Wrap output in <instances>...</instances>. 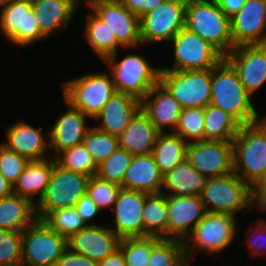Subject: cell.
<instances>
[{"mask_svg":"<svg viewBox=\"0 0 266 266\" xmlns=\"http://www.w3.org/2000/svg\"><path fill=\"white\" fill-rule=\"evenodd\" d=\"M251 97L225 59L212 69L211 105L227 112L241 125L250 124L262 118L254 108Z\"/></svg>","mask_w":266,"mask_h":266,"instance_id":"obj_1","label":"cell"},{"mask_svg":"<svg viewBox=\"0 0 266 266\" xmlns=\"http://www.w3.org/2000/svg\"><path fill=\"white\" fill-rule=\"evenodd\" d=\"M185 28L210 42L224 56L234 49L231 19L215 0H187Z\"/></svg>","mask_w":266,"mask_h":266,"instance_id":"obj_2","label":"cell"},{"mask_svg":"<svg viewBox=\"0 0 266 266\" xmlns=\"http://www.w3.org/2000/svg\"><path fill=\"white\" fill-rule=\"evenodd\" d=\"M232 143L234 173L252 187L266 172V117L241 125Z\"/></svg>","mask_w":266,"mask_h":266,"instance_id":"obj_3","label":"cell"},{"mask_svg":"<svg viewBox=\"0 0 266 266\" xmlns=\"http://www.w3.org/2000/svg\"><path fill=\"white\" fill-rule=\"evenodd\" d=\"M118 52L105 58L116 92L142 100L159 82L161 68L152 67L142 55L127 54L118 61Z\"/></svg>","mask_w":266,"mask_h":266,"instance_id":"obj_4","label":"cell"},{"mask_svg":"<svg viewBox=\"0 0 266 266\" xmlns=\"http://www.w3.org/2000/svg\"><path fill=\"white\" fill-rule=\"evenodd\" d=\"M200 198L207 212L233 216L254 206L251 186L235 173L207 178Z\"/></svg>","mask_w":266,"mask_h":266,"instance_id":"obj_5","label":"cell"},{"mask_svg":"<svg viewBox=\"0 0 266 266\" xmlns=\"http://www.w3.org/2000/svg\"><path fill=\"white\" fill-rule=\"evenodd\" d=\"M64 100L93 119L116 92L106 73H87L61 85Z\"/></svg>","mask_w":266,"mask_h":266,"instance_id":"obj_6","label":"cell"},{"mask_svg":"<svg viewBox=\"0 0 266 266\" xmlns=\"http://www.w3.org/2000/svg\"><path fill=\"white\" fill-rule=\"evenodd\" d=\"M236 217L226 213L206 212L205 216L197 223L193 232L185 239V255L189 265L192 250L204 251L206 254H217L233 242L237 234ZM237 225V226H236ZM192 243V246L189 243ZM195 245V246H194Z\"/></svg>","mask_w":266,"mask_h":266,"instance_id":"obj_7","label":"cell"},{"mask_svg":"<svg viewBox=\"0 0 266 266\" xmlns=\"http://www.w3.org/2000/svg\"><path fill=\"white\" fill-rule=\"evenodd\" d=\"M90 177L63 169L56 163L43 197L36 204V215L43 220L51 211L75 206L87 194Z\"/></svg>","mask_w":266,"mask_h":266,"instance_id":"obj_8","label":"cell"},{"mask_svg":"<svg viewBox=\"0 0 266 266\" xmlns=\"http://www.w3.org/2000/svg\"><path fill=\"white\" fill-rule=\"evenodd\" d=\"M67 249V238L37 219L22 231L21 266H56Z\"/></svg>","mask_w":266,"mask_h":266,"instance_id":"obj_9","label":"cell"},{"mask_svg":"<svg viewBox=\"0 0 266 266\" xmlns=\"http://www.w3.org/2000/svg\"><path fill=\"white\" fill-rule=\"evenodd\" d=\"M212 69L193 71L160 70L159 82L180 107L205 108L211 102Z\"/></svg>","mask_w":266,"mask_h":266,"instance_id":"obj_10","label":"cell"},{"mask_svg":"<svg viewBox=\"0 0 266 266\" xmlns=\"http://www.w3.org/2000/svg\"><path fill=\"white\" fill-rule=\"evenodd\" d=\"M173 45V66L161 70L193 71L213 69L224 55L210 42L196 33L182 28L171 40Z\"/></svg>","mask_w":266,"mask_h":266,"instance_id":"obj_11","label":"cell"},{"mask_svg":"<svg viewBox=\"0 0 266 266\" xmlns=\"http://www.w3.org/2000/svg\"><path fill=\"white\" fill-rule=\"evenodd\" d=\"M187 0H166L153 11L140 18L142 45L156 42H171L185 27V7Z\"/></svg>","mask_w":266,"mask_h":266,"instance_id":"obj_12","label":"cell"},{"mask_svg":"<svg viewBox=\"0 0 266 266\" xmlns=\"http://www.w3.org/2000/svg\"><path fill=\"white\" fill-rule=\"evenodd\" d=\"M186 158L206 178L234 173L232 141L188 143Z\"/></svg>","mask_w":266,"mask_h":266,"instance_id":"obj_13","label":"cell"},{"mask_svg":"<svg viewBox=\"0 0 266 266\" xmlns=\"http://www.w3.org/2000/svg\"><path fill=\"white\" fill-rule=\"evenodd\" d=\"M0 29L11 43L22 47L47 39L40 32L31 0H18L2 7Z\"/></svg>","mask_w":266,"mask_h":266,"instance_id":"obj_14","label":"cell"},{"mask_svg":"<svg viewBox=\"0 0 266 266\" xmlns=\"http://www.w3.org/2000/svg\"><path fill=\"white\" fill-rule=\"evenodd\" d=\"M94 14L101 19L125 49L142 46L140 37V18L116 0H99L89 5Z\"/></svg>","mask_w":266,"mask_h":266,"instance_id":"obj_15","label":"cell"},{"mask_svg":"<svg viewBox=\"0 0 266 266\" xmlns=\"http://www.w3.org/2000/svg\"><path fill=\"white\" fill-rule=\"evenodd\" d=\"M224 59L251 96L266 82V44L237 46Z\"/></svg>","mask_w":266,"mask_h":266,"instance_id":"obj_16","label":"cell"},{"mask_svg":"<svg viewBox=\"0 0 266 266\" xmlns=\"http://www.w3.org/2000/svg\"><path fill=\"white\" fill-rule=\"evenodd\" d=\"M167 206V238L181 241H185L207 212L200 196L167 195Z\"/></svg>","mask_w":266,"mask_h":266,"instance_id":"obj_17","label":"cell"},{"mask_svg":"<svg viewBox=\"0 0 266 266\" xmlns=\"http://www.w3.org/2000/svg\"><path fill=\"white\" fill-rule=\"evenodd\" d=\"M234 48L241 45L266 44V8L263 0H245L231 18Z\"/></svg>","mask_w":266,"mask_h":266,"instance_id":"obj_18","label":"cell"},{"mask_svg":"<svg viewBox=\"0 0 266 266\" xmlns=\"http://www.w3.org/2000/svg\"><path fill=\"white\" fill-rule=\"evenodd\" d=\"M121 238L105 225H88L67 239L68 249L96 262L119 249Z\"/></svg>","mask_w":266,"mask_h":266,"instance_id":"obj_19","label":"cell"},{"mask_svg":"<svg viewBox=\"0 0 266 266\" xmlns=\"http://www.w3.org/2000/svg\"><path fill=\"white\" fill-rule=\"evenodd\" d=\"M146 193L121 188L114 204L115 228L121 239L144 237L142 210Z\"/></svg>","mask_w":266,"mask_h":266,"instance_id":"obj_20","label":"cell"},{"mask_svg":"<svg viewBox=\"0 0 266 266\" xmlns=\"http://www.w3.org/2000/svg\"><path fill=\"white\" fill-rule=\"evenodd\" d=\"M7 128L5 132L7 141L2 145L8 150L17 152L30 161H41L48 159L47 156L52 157L47 154L50 151L49 129L47 136H44L41 128L32 127L23 120H18Z\"/></svg>","mask_w":266,"mask_h":266,"instance_id":"obj_21","label":"cell"},{"mask_svg":"<svg viewBox=\"0 0 266 266\" xmlns=\"http://www.w3.org/2000/svg\"><path fill=\"white\" fill-rule=\"evenodd\" d=\"M68 105L66 112L59 115L55 123L49 128L50 155L55 158L63 150L82 144L86 133L91 128L86 125L88 117L79 109ZM54 154V155H52Z\"/></svg>","mask_w":266,"mask_h":266,"instance_id":"obj_22","label":"cell"},{"mask_svg":"<svg viewBox=\"0 0 266 266\" xmlns=\"http://www.w3.org/2000/svg\"><path fill=\"white\" fill-rule=\"evenodd\" d=\"M141 109L161 133L166 132L165 127H170V132L175 131L182 110L178 101L160 82L141 100Z\"/></svg>","mask_w":266,"mask_h":266,"instance_id":"obj_23","label":"cell"},{"mask_svg":"<svg viewBox=\"0 0 266 266\" xmlns=\"http://www.w3.org/2000/svg\"><path fill=\"white\" fill-rule=\"evenodd\" d=\"M140 108L141 101L137 98L115 92L101 111L93 118V120H99L100 122L94 127L102 132L119 136Z\"/></svg>","mask_w":266,"mask_h":266,"instance_id":"obj_24","label":"cell"},{"mask_svg":"<svg viewBox=\"0 0 266 266\" xmlns=\"http://www.w3.org/2000/svg\"><path fill=\"white\" fill-rule=\"evenodd\" d=\"M40 32L48 38L65 30L79 5L75 0H31Z\"/></svg>","mask_w":266,"mask_h":266,"instance_id":"obj_25","label":"cell"},{"mask_svg":"<svg viewBox=\"0 0 266 266\" xmlns=\"http://www.w3.org/2000/svg\"><path fill=\"white\" fill-rule=\"evenodd\" d=\"M160 134L148 115L140 108L118 136L119 147L133 156L150 154Z\"/></svg>","mask_w":266,"mask_h":266,"instance_id":"obj_26","label":"cell"},{"mask_svg":"<svg viewBox=\"0 0 266 266\" xmlns=\"http://www.w3.org/2000/svg\"><path fill=\"white\" fill-rule=\"evenodd\" d=\"M163 175L152 153L133 156L123 180L122 188L146 194L161 193Z\"/></svg>","mask_w":266,"mask_h":266,"instance_id":"obj_27","label":"cell"},{"mask_svg":"<svg viewBox=\"0 0 266 266\" xmlns=\"http://www.w3.org/2000/svg\"><path fill=\"white\" fill-rule=\"evenodd\" d=\"M206 181L207 178L185 158L163 176L162 193L177 196H200Z\"/></svg>","mask_w":266,"mask_h":266,"instance_id":"obj_28","label":"cell"},{"mask_svg":"<svg viewBox=\"0 0 266 266\" xmlns=\"http://www.w3.org/2000/svg\"><path fill=\"white\" fill-rule=\"evenodd\" d=\"M54 167V158L50 157L41 161H30L17 182L13 185V193L37 202L43 197L50 181Z\"/></svg>","mask_w":266,"mask_h":266,"instance_id":"obj_29","label":"cell"},{"mask_svg":"<svg viewBox=\"0 0 266 266\" xmlns=\"http://www.w3.org/2000/svg\"><path fill=\"white\" fill-rule=\"evenodd\" d=\"M37 219L31 200L14 193L0 199V229L22 232Z\"/></svg>","mask_w":266,"mask_h":266,"instance_id":"obj_30","label":"cell"},{"mask_svg":"<svg viewBox=\"0 0 266 266\" xmlns=\"http://www.w3.org/2000/svg\"><path fill=\"white\" fill-rule=\"evenodd\" d=\"M187 146L188 143L173 132L159 135L152 154L163 176L186 158Z\"/></svg>","mask_w":266,"mask_h":266,"instance_id":"obj_31","label":"cell"},{"mask_svg":"<svg viewBox=\"0 0 266 266\" xmlns=\"http://www.w3.org/2000/svg\"><path fill=\"white\" fill-rule=\"evenodd\" d=\"M144 237L167 238V195L146 194L142 210Z\"/></svg>","mask_w":266,"mask_h":266,"instance_id":"obj_32","label":"cell"},{"mask_svg":"<svg viewBox=\"0 0 266 266\" xmlns=\"http://www.w3.org/2000/svg\"><path fill=\"white\" fill-rule=\"evenodd\" d=\"M84 33L88 44L102 61L123 48L114 33L93 12L86 17Z\"/></svg>","mask_w":266,"mask_h":266,"instance_id":"obj_33","label":"cell"},{"mask_svg":"<svg viewBox=\"0 0 266 266\" xmlns=\"http://www.w3.org/2000/svg\"><path fill=\"white\" fill-rule=\"evenodd\" d=\"M205 141H233L241 124L222 109L209 104L205 107Z\"/></svg>","mask_w":266,"mask_h":266,"instance_id":"obj_34","label":"cell"},{"mask_svg":"<svg viewBox=\"0 0 266 266\" xmlns=\"http://www.w3.org/2000/svg\"><path fill=\"white\" fill-rule=\"evenodd\" d=\"M149 264L151 266H190L185 255L184 241L152 237Z\"/></svg>","mask_w":266,"mask_h":266,"instance_id":"obj_35","label":"cell"},{"mask_svg":"<svg viewBox=\"0 0 266 266\" xmlns=\"http://www.w3.org/2000/svg\"><path fill=\"white\" fill-rule=\"evenodd\" d=\"M56 163L65 170L95 176L97 165L84 143L63 150L55 157Z\"/></svg>","mask_w":266,"mask_h":266,"instance_id":"obj_36","label":"cell"},{"mask_svg":"<svg viewBox=\"0 0 266 266\" xmlns=\"http://www.w3.org/2000/svg\"><path fill=\"white\" fill-rule=\"evenodd\" d=\"M204 120L205 108H183L173 133L179 135L187 143L205 141Z\"/></svg>","mask_w":266,"mask_h":266,"instance_id":"obj_37","label":"cell"},{"mask_svg":"<svg viewBox=\"0 0 266 266\" xmlns=\"http://www.w3.org/2000/svg\"><path fill=\"white\" fill-rule=\"evenodd\" d=\"M132 158L133 155L118 146L117 149L97 167L96 176L122 187L126 170Z\"/></svg>","mask_w":266,"mask_h":266,"instance_id":"obj_38","label":"cell"},{"mask_svg":"<svg viewBox=\"0 0 266 266\" xmlns=\"http://www.w3.org/2000/svg\"><path fill=\"white\" fill-rule=\"evenodd\" d=\"M43 221L53 231L67 239L87 226L77 213L75 206L51 211Z\"/></svg>","mask_w":266,"mask_h":266,"instance_id":"obj_39","label":"cell"},{"mask_svg":"<svg viewBox=\"0 0 266 266\" xmlns=\"http://www.w3.org/2000/svg\"><path fill=\"white\" fill-rule=\"evenodd\" d=\"M97 166L102 164L119 146L118 136L91 127L83 141Z\"/></svg>","mask_w":266,"mask_h":266,"instance_id":"obj_40","label":"cell"},{"mask_svg":"<svg viewBox=\"0 0 266 266\" xmlns=\"http://www.w3.org/2000/svg\"><path fill=\"white\" fill-rule=\"evenodd\" d=\"M119 249L125 257L126 266H145L149 264L152 237L123 238Z\"/></svg>","mask_w":266,"mask_h":266,"instance_id":"obj_41","label":"cell"},{"mask_svg":"<svg viewBox=\"0 0 266 266\" xmlns=\"http://www.w3.org/2000/svg\"><path fill=\"white\" fill-rule=\"evenodd\" d=\"M22 232L0 229V266H21Z\"/></svg>","mask_w":266,"mask_h":266,"instance_id":"obj_42","label":"cell"},{"mask_svg":"<svg viewBox=\"0 0 266 266\" xmlns=\"http://www.w3.org/2000/svg\"><path fill=\"white\" fill-rule=\"evenodd\" d=\"M121 188L119 185L102 180L95 175L89 179L87 194L102 211L104 208L114 207Z\"/></svg>","mask_w":266,"mask_h":266,"instance_id":"obj_43","label":"cell"},{"mask_svg":"<svg viewBox=\"0 0 266 266\" xmlns=\"http://www.w3.org/2000/svg\"><path fill=\"white\" fill-rule=\"evenodd\" d=\"M30 160L0 144V173L13 186Z\"/></svg>","mask_w":266,"mask_h":266,"instance_id":"obj_44","label":"cell"},{"mask_svg":"<svg viewBox=\"0 0 266 266\" xmlns=\"http://www.w3.org/2000/svg\"><path fill=\"white\" fill-rule=\"evenodd\" d=\"M257 222V224H256ZM255 226L251 227L250 232H253L254 234L250 236V238L248 237L246 242L249 246L248 248H250V255L249 256H255V255H259V254H264L266 252V221L262 220V219H257V221H255ZM256 233V234H255ZM251 239V240H250ZM265 243V244H264Z\"/></svg>","mask_w":266,"mask_h":266,"instance_id":"obj_45","label":"cell"},{"mask_svg":"<svg viewBox=\"0 0 266 266\" xmlns=\"http://www.w3.org/2000/svg\"><path fill=\"white\" fill-rule=\"evenodd\" d=\"M118 3L123 4L133 14L141 18L146 13L153 11L157 6L166 0H116Z\"/></svg>","mask_w":266,"mask_h":266,"instance_id":"obj_46","label":"cell"},{"mask_svg":"<svg viewBox=\"0 0 266 266\" xmlns=\"http://www.w3.org/2000/svg\"><path fill=\"white\" fill-rule=\"evenodd\" d=\"M76 211L85 224L88 225H98L95 223L88 224L91 219L95 218L97 214L101 211L99 207L95 204L92 198L85 194L75 205Z\"/></svg>","mask_w":266,"mask_h":266,"instance_id":"obj_47","label":"cell"},{"mask_svg":"<svg viewBox=\"0 0 266 266\" xmlns=\"http://www.w3.org/2000/svg\"><path fill=\"white\" fill-rule=\"evenodd\" d=\"M56 266H98V262L67 249Z\"/></svg>","mask_w":266,"mask_h":266,"instance_id":"obj_48","label":"cell"},{"mask_svg":"<svg viewBox=\"0 0 266 266\" xmlns=\"http://www.w3.org/2000/svg\"><path fill=\"white\" fill-rule=\"evenodd\" d=\"M252 188V200L254 207L266 211V172L256 181Z\"/></svg>","mask_w":266,"mask_h":266,"instance_id":"obj_49","label":"cell"},{"mask_svg":"<svg viewBox=\"0 0 266 266\" xmlns=\"http://www.w3.org/2000/svg\"><path fill=\"white\" fill-rule=\"evenodd\" d=\"M219 7L224 11V13L231 19L236 15L242 6L244 5L245 0H215Z\"/></svg>","mask_w":266,"mask_h":266,"instance_id":"obj_50","label":"cell"},{"mask_svg":"<svg viewBox=\"0 0 266 266\" xmlns=\"http://www.w3.org/2000/svg\"><path fill=\"white\" fill-rule=\"evenodd\" d=\"M98 266H126L125 257L120 249L98 262Z\"/></svg>","mask_w":266,"mask_h":266,"instance_id":"obj_51","label":"cell"},{"mask_svg":"<svg viewBox=\"0 0 266 266\" xmlns=\"http://www.w3.org/2000/svg\"><path fill=\"white\" fill-rule=\"evenodd\" d=\"M13 193V186L0 173V199L5 198Z\"/></svg>","mask_w":266,"mask_h":266,"instance_id":"obj_52","label":"cell"},{"mask_svg":"<svg viewBox=\"0 0 266 266\" xmlns=\"http://www.w3.org/2000/svg\"><path fill=\"white\" fill-rule=\"evenodd\" d=\"M18 1V0H0V7H4L10 5L11 3Z\"/></svg>","mask_w":266,"mask_h":266,"instance_id":"obj_53","label":"cell"},{"mask_svg":"<svg viewBox=\"0 0 266 266\" xmlns=\"http://www.w3.org/2000/svg\"><path fill=\"white\" fill-rule=\"evenodd\" d=\"M76 3L80 6L82 0H75ZM87 5L89 6L91 3L95 2V1H99V0H85Z\"/></svg>","mask_w":266,"mask_h":266,"instance_id":"obj_54","label":"cell"},{"mask_svg":"<svg viewBox=\"0 0 266 266\" xmlns=\"http://www.w3.org/2000/svg\"><path fill=\"white\" fill-rule=\"evenodd\" d=\"M263 3H264V5H265V8H266V0H263Z\"/></svg>","mask_w":266,"mask_h":266,"instance_id":"obj_55","label":"cell"}]
</instances>
